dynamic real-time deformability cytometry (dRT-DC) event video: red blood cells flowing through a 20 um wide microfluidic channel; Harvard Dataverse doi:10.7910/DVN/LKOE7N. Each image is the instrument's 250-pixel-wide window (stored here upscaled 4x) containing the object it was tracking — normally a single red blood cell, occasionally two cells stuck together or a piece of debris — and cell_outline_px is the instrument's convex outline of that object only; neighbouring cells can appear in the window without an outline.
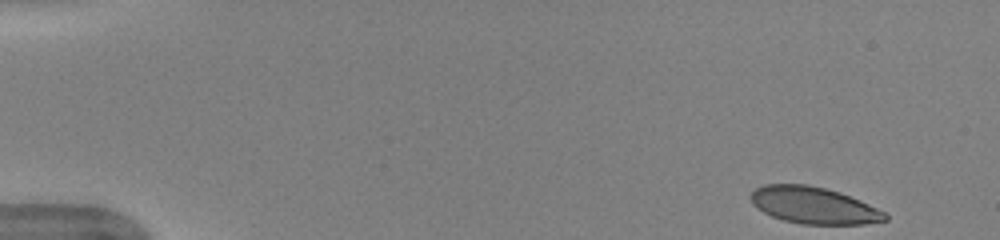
{"species": "human", "species_latin": "Homo sapiens", "temperature_condition": "warm", "stored_images_in_passage": 48, "camera_frame_rate_fps": 3000, "um_per_image_px": 0.085, "donor": {"sex": "female"}, "frame": {"image": 1, "passage_image": 1, "time_ms": 0.0, "image_size_px": [1000, 240], "cell_outline_px": [[888, 220], [864, 224], [800, 224], [784, 220], [772, 216], [756, 208], [752, 204], [748, 196], [756, 188], [764, 184], [808, 184], [840, 192], [860, 200], [884, 212], [888, 216]], "centroid_in_image_um": [69.13, 17.45], "position_along_channel_um": 15.9, "area_um2": 28.84}}
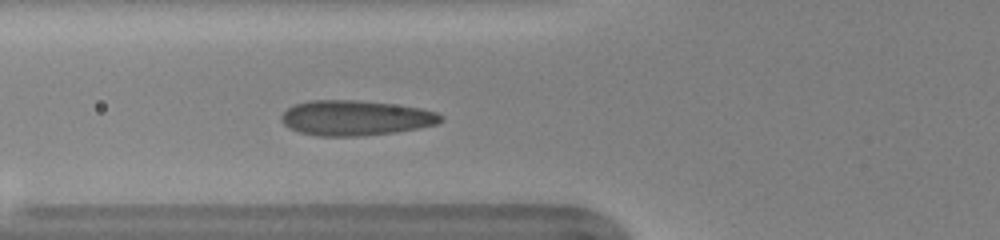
{"frame": {"image": 2, "passage_image": 17, "time_ms": 5.333, "image_size_px": [1000, 240], "cell_outline_px": [[444, 120], [436, 124], [396, 132], [356, 136], [320, 136], [300, 132], [288, 128], [280, 120], [280, 116], [288, 108], [296, 104], [312, 100], [356, 100], [392, 104], [420, 108], [436, 112], [444, 116]], "centroid_in_image_um": [30.21, 10.02], "position_along_channel_um": 95.6, "area_um2": 32.48}}
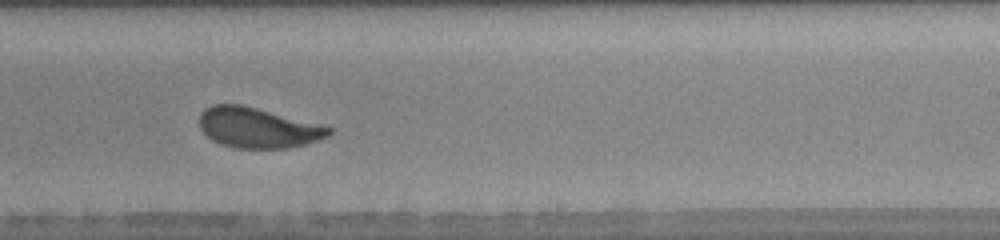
{"frame": {"image": 3, "passage_image": 30, "time_ms": 9.667, "image_size_px": [1000, 240], "cell_outline_px": [[332, 132], [328, 136], [304, 144], [288, 148], [236, 148], [220, 144], [212, 140], [200, 128], [200, 112], [204, 108], [212, 104], [244, 104], [320, 124], [332, 128]], "centroid_in_image_um": [21.89, 10.84], "position_along_channel_um": 267.1, "area_um2": 30.46}, "authors_computed_cell_mechanics": {"area_um2": 30.6629, "velocity_mm_per_s": 3.9514, "shape_relaxation_time_tau1_ms": 3.4602, "shape_relaxation_time_tau2_ms": null, "deformation_change_tau1": 0.126, "deformation_change_tau2": null}}